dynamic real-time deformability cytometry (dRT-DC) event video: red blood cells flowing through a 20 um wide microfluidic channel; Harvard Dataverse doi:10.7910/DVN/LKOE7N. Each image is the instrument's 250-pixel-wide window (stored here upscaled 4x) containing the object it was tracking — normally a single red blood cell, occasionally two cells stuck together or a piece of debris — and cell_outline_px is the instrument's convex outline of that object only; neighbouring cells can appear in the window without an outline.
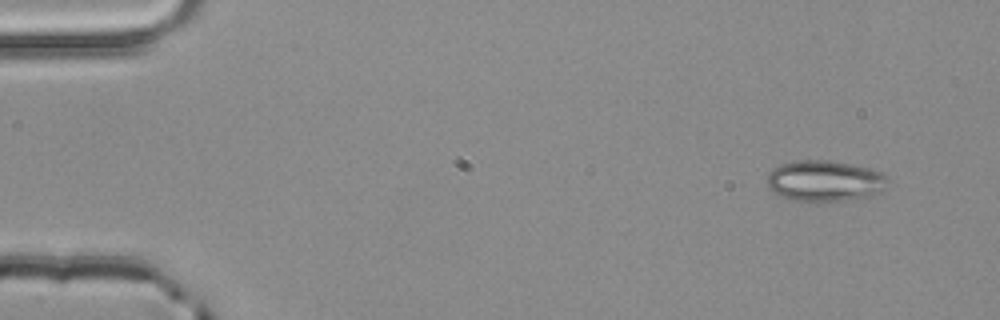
{"species": "common noctule bat (a hibernating species)", "species_latin": "Nyctalus noctula", "temperature_condition": "room temperature", "stored_images_in_passage": 4, "camera_frame_rate_fps": 3000, "um_per_image_px": 0.085, "animal": {"sex": "male", "body_mass_g": 20.4}, "frame": {"image": 1, "passage_image": 1, "time_ms": 0.0, "image_size_px": [1000, 320], "cell_outline_px": [[888, 180], [880, 192], [872, 196], [844, 200], [792, 200], [768, 188], [768, 176], [772, 168], [780, 164], [796, 160], [828, 160], [852, 164], [868, 168], [880, 172]], "centroid_in_image_um": [70.1, 15.35], "position_along_channel_um": 14.9, "area_um2": 28.32}}